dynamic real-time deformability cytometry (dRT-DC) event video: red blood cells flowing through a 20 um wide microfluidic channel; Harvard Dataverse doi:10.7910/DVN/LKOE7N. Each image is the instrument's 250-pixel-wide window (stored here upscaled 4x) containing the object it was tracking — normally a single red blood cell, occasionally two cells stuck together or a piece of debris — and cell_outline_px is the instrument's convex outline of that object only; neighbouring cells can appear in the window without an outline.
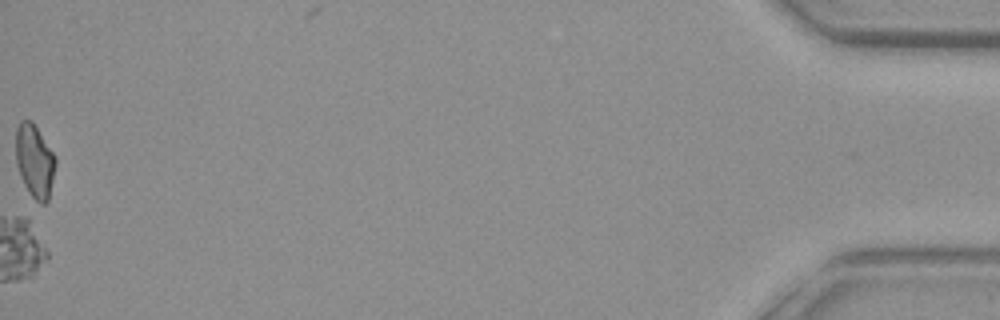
{"species": "common noctule bat (a hibernating species)", "species_latin": "Nyctalus noctula", "temperature_condition": "warm", "stored_images_in_passage": 39, "camera_frame_rate_fps": 3000, "um_per_image_px": 0.085, "animal": {"sex": "female", "body_mass_g": 29.2, "forearm_length_mm": 56.3}, "frame": {"image": 1, "passage_image": 39, "time_ms": 12.667, "image_size_px": [1000, 320], "cell_outline_px": [[56, 164], [48, 200], [44, 204], [40, 204], [28, 192], [20, 176], [16, 164], [16, 128], [20, 120], [32, 120], [56, 156]], "centroid_in_image_um": [2.94, 13.67], "position_along_channel_um": 432.3, "area_um2": 17.05}}